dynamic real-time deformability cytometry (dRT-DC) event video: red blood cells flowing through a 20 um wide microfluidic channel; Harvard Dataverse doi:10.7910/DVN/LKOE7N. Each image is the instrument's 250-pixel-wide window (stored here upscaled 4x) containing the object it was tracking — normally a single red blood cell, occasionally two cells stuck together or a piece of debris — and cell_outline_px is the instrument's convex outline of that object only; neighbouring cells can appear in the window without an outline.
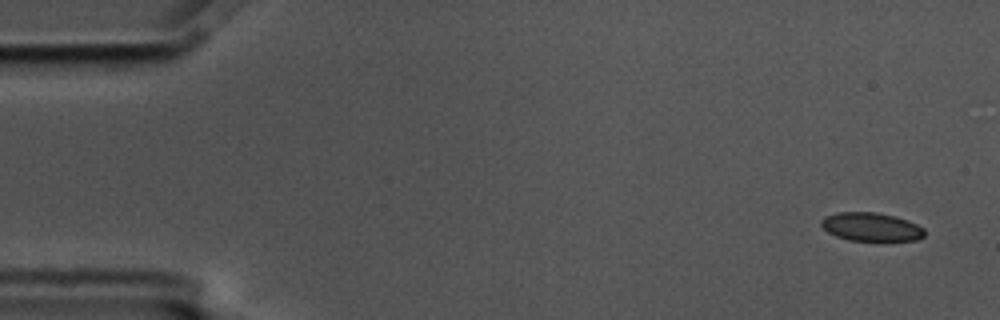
{"species": "common noctule bat (a hibernating species)", "species_latin": "Nyctalus noctula", "temperature_condition": "cold", "stored_images_in_passage": 6, "camera_frame_rate_fps": 3000, "um_per_image_px": 0.085, "animal": {"sex": "male", "body_mass_g": 17.5, "forearm_length_mm": 52.3}, "frame": {"image": 1, "passage_image": 1, "time_ms": 0.0, "image_size_px": [1000, 320], "cell_outline_px": [[924, 236], [916, 240], [848, 240], [836, 236], [828, 232], [820, 224], [820, 220], [824, 216], [836, 212], [876, 212], [896, 216], [908, 220], [924, 228]], "centroid_in_image_um": [74.02, 19.27], "position_along_channel_um": 11.0, "area_um2": 17.17}}
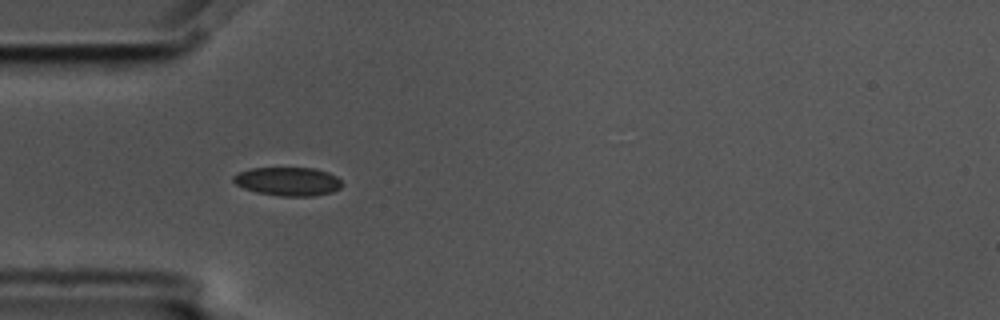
{"frame": {"image": 2, "passage_image": 5, "time_ms": 1.333, "image_size_px": [1000, 320], "cell_outline_px": [[344, 184], [340, 188], [332, 192], [312, 196], [280, 196], [256, 192], [244, 188], [236, 184], [232, 180], [232, 176], [240, 172], [252, 168], [316, 168], [328, 172], [336, 176]], "centroid_in_image_um": [24.49, 15.42], "position_along_channel_um": 60.5, "area_um2": 18.15}}